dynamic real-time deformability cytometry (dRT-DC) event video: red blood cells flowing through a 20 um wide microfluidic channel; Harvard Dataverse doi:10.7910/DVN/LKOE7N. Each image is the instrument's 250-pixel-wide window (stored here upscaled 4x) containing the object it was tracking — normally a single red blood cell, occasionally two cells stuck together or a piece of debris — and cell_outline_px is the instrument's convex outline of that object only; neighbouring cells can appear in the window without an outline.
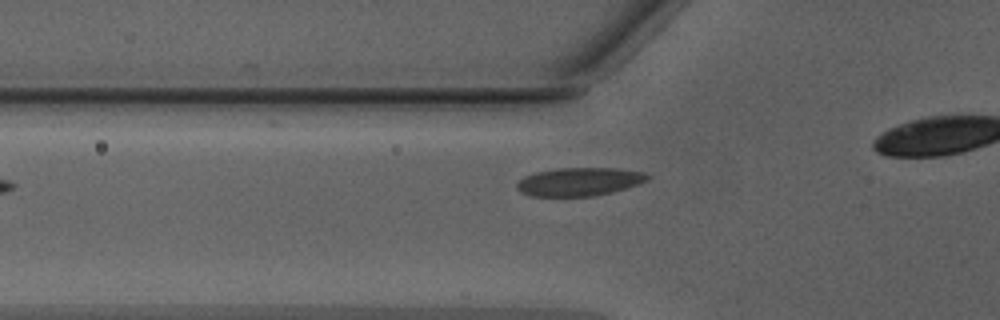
{"species": "Egyptian fruit bat (a non-hibernating species)", "species_latin": "Rousettus aegyptiacus", "temperature_condition": "warm", "stored_images_in_passage": 18, "camera_frame_rate_fps": 3000, "um_per_image_px": 0.085, "animal": {"sex": "male"}, "frame": {"image": 1, "passage_image": 4, "time_ms": 1.0, "image_size_px": [1000, 320], "cell_outline_px": [[652, 176], [648, 180], [612, 192], [592, 196], [532, 196], [520, 192], [516, 188], [516, 184], [524, 176], [536, 172], [560, 168], [616, 168], [644, 172]], "centroid_in_image_um": [49.23, 15.44], "position_along_channel_um": 76.6, "area_um2": 21.44}}
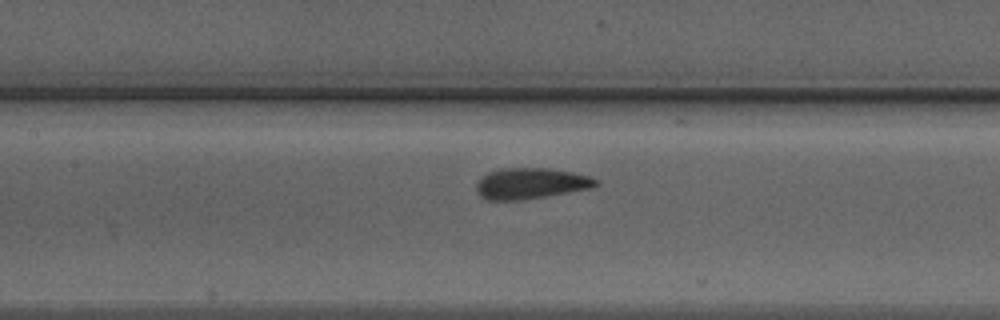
{"frame": {"image": 2, "passage_image": 10, "time_ms": 3.0, "image_size_px": [1000, 320], "cell_outline_px": [[600, 184], [592, 188], [520, 200], [488, 200], [480, 196], [476, 192], [476, 184], [480, 176], [488, 172], [500, 168], [548, 168], [572, 172], [588, 176], [600, 180]], "centroid_in_image_um": [45.09, 15.58], "position_along_channel_um": 162.3, "area_um2": 21.68}}
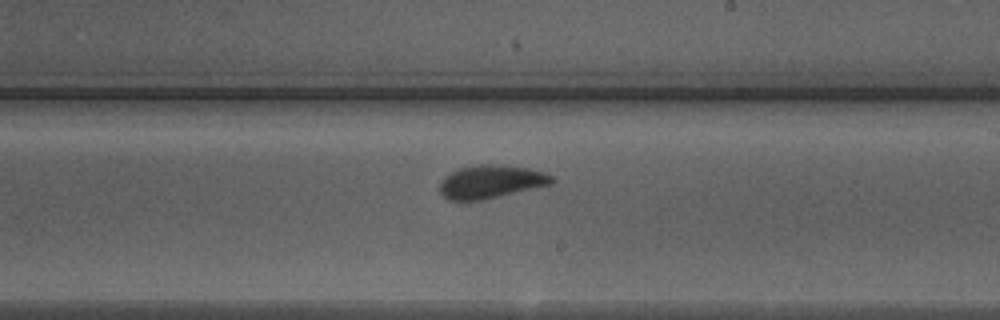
{"frame": {"image": 3, "passage_image": 16, "time_ms": 5.0, "image_size_px": [1000, 320], "cell_outline_px": [[556, 180], [552, 184], [480, 200], [448, 200], [440, 192], [440, 184], [444, 176], [460, 168], [480, 164], [492, 164], [528, 168], [544, 172], [552, 176]], "centroid_in_image_um": [41.73, 15.44], "position_along_channel_um": 247.3, "area_um2": 21.39}}